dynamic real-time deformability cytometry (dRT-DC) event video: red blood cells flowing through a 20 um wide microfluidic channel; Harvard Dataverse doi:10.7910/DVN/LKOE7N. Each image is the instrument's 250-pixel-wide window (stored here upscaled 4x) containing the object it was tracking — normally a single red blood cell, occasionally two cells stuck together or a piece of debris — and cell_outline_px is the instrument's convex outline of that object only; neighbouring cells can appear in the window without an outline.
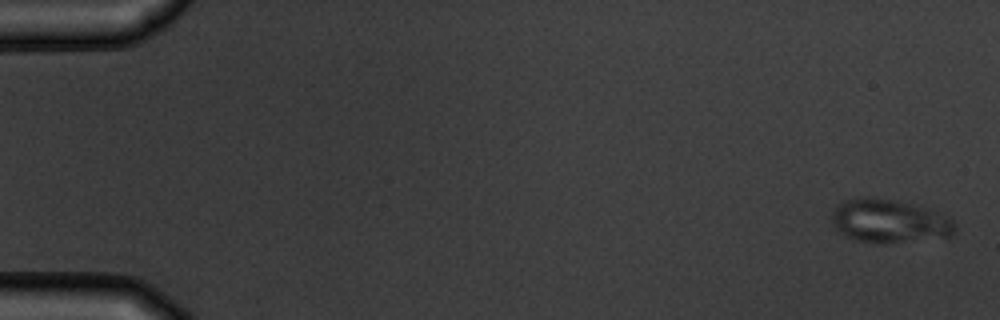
{"species": "common noctule bat (a hibernating species)", "species_latin": "Nyctalus noctula", "temperature_condition": "warm", "stored_images_in_passage": 8, "camera_frame_rate_fps": 3000, "um_per_image_px": 0.085, "animal": {"sex": "male", "body_mass_g": 19.5, "forearm_length_mm": 54.6}, "frame": {"image": 1, "passage_image": 1, "time_ms": 0.0, "image_size_px": [1000, 320], "cell_outline_px": [[956, 232], [952, 236], [880, 244], [856, 240], [844, 236], [832, 224], [832, 212], [844, 200], [860, 196], [868, 196], [896, 200], [916, 204], [932, 208], [948, 216], [956, 224]], "centroid_in_image_um": [75.63, 18.77], "position_along_channel_um": 9.4, "area_um2": 31.79}}